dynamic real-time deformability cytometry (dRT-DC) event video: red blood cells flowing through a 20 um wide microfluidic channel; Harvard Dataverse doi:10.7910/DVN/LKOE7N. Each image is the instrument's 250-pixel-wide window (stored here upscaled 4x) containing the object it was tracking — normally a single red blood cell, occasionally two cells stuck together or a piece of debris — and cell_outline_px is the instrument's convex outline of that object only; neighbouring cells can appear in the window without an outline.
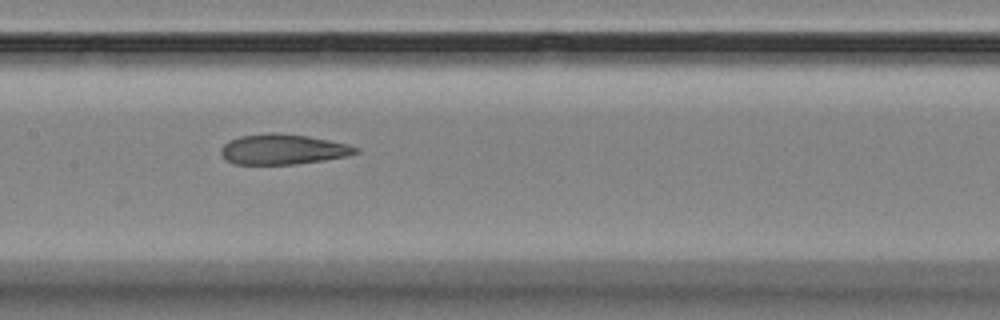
{"species": "Egyptian fruit bat (a non-hibernating species)", "species_latin": "Rousettus aegyptiacus", "temperature_condition": "room temperature", "stored_images_in_passage": 5, "camera_frame_rate_fps": 3000, "um_per_image_px": 0.085, "animal": {"sex": "female"}, "frame": {"image": 1, "passage_image": 4, "time_ms": 3.333, "image_size_px": [1000, 320], "cell_outline_px": [[360, 152], [348, 156], [324, 160], [296, 164], [232, 164], [224, 160], [220, 152], [220, 148], [228, 140], [240, 136], [268, 132], [276, 132], [308, 136], [348, 144], [360, 148]], "centroid_in_image_um": [24.03, 12.69], "position_along_channel_um": 183.4, "area_um2": 24.1}}